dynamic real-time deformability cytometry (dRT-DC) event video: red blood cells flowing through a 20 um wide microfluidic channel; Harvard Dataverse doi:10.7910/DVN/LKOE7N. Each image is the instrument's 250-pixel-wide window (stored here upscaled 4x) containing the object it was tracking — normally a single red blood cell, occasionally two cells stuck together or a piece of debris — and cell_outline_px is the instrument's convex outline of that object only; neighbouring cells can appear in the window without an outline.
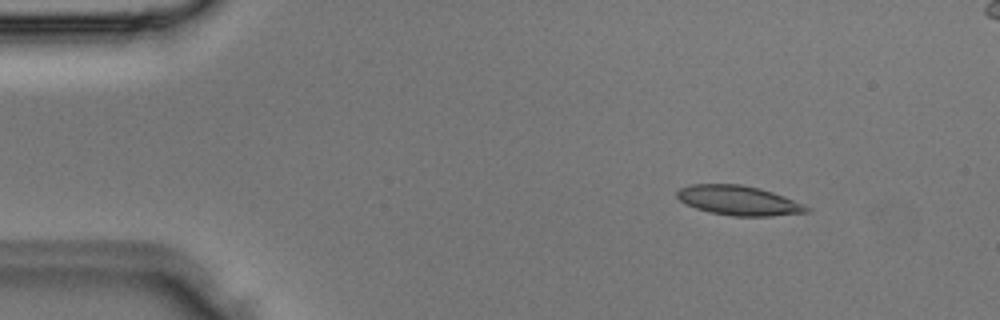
{"species": "Egyptian fruit bat (a non-hibernating species)", "species_latin": "Rousettus aegyptiacus", "temperature_condition": "room temperature", "stored_images_in_passage": 3, "camera_frame_rate_fps": 3000, "um_per_image_px": 0.085, "animal": {"sex": "male"}, "frame": {"image": 1, "passage_image": 1, "time_ms": 0.0, "image_size_px": [1000, 320], "cell_outline_px": [[812, 208], [808, 212], [772, 216], [732, 216], [708, 212], [696, 208], [680, 200], [676, 196], [676, 192], [680, 188], [692, 184], [740, 184], [760, 188], [784, 196], [804, 204]], "centroid_in_image_um": [62.8, 17.04], "position_along_channel_um": 22.2, "area_um2": 22.37}}